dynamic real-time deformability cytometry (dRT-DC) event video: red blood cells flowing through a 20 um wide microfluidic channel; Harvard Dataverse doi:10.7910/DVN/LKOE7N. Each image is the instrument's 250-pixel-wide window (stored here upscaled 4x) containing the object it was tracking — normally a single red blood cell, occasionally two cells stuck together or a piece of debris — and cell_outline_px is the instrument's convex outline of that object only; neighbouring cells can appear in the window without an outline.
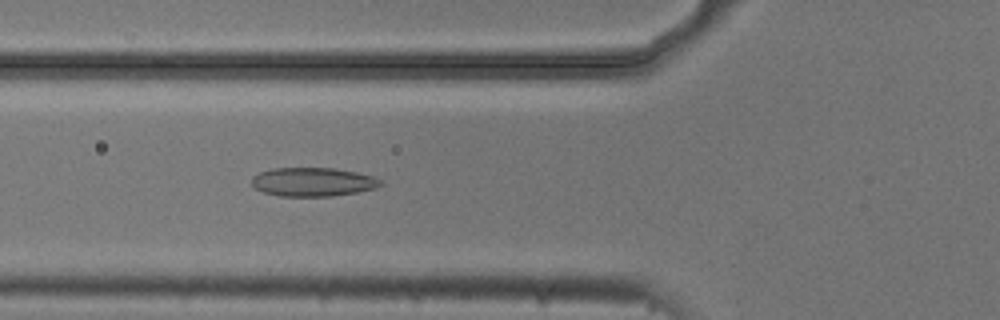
{"species": "common noctule bat (a hibernating species)", "species_latin": "Nyctalus noctula", "temperature_condition": "cold", "stored_images_in_passage": 5, "camera_frame_rate_fps": 3000, "um_per_image_px": 0.085, "animal": {"sex": "male", "body_mass_g": 20.5, "forearm_length_mm": 52.5}, "frame": {"image": 1, "passage_image": 5, "time_ms": 1.333, "image_size_px": [1000, 320], "cell_outline_px": [[384, 184], [376, 188], [356, 192], [332, 196], [280, 196], [264, 192], [256, 188], [252, 184], [252, 176], [260, 172], [272, 168], [336, 168], [356, 172], [372, 176], [380, 180]], "centroid_in_image_um": [26.6, 15.46], "position_along_channel_um": 99.2, "area_um2": 21.56}}